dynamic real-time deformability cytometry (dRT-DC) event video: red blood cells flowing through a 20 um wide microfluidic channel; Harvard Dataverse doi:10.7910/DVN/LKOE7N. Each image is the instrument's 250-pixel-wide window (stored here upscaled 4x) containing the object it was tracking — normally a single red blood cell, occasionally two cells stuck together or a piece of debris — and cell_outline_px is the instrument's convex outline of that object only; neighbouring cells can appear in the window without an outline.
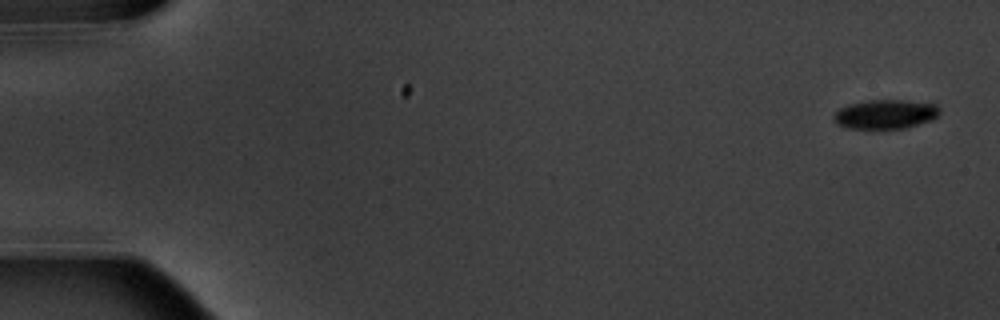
{"species": "common noctule bat (a hibernating species)", "species_latin": "Nyctalus noctula", "temperature_condition": "warm", "stored_images_in_passage": 10, "camera_frame_rate_fps": 3000, "um_per_image_px": 0.085, "animal": {"sex": "male", "body_mass_g": 20.1, "forearm_length_mm": 53.5}, "frame": {"image": 1, "passage_image": 1, "time_ms": 0.0, "image_size_px": [1000, 320], "cell_outline_px": [[940, 112], [932, 120], [904, 128], [848, 128], [836, 124], [832, 116], [840, 108], [848, 104], [868, 100], [900, 100], [936, 104], [940, 108]], "centroid_in_image_um": [75.24, 9.7], "position_along_channel_um": 9.8, "area_um2": 17.92}}
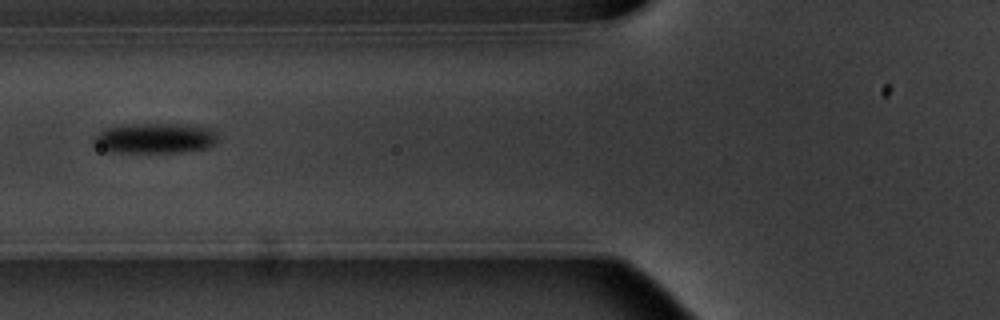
{"frame": {"image": 2, "passage_image": 6, "time_ms": 7.0, "image_size_px": [1000, 320], "cell_outline_px": [[216, 140], [208, 148], [184, 152], [112, 152], [92, 144], [92, 140], [104, 128], [128, 124], [188, 124], [208, 128], [216, 136]], "centroid_in_image_um": [13.14, 11.75], "position_along_channel_um": 112.7, "area_um2": 21.73}}
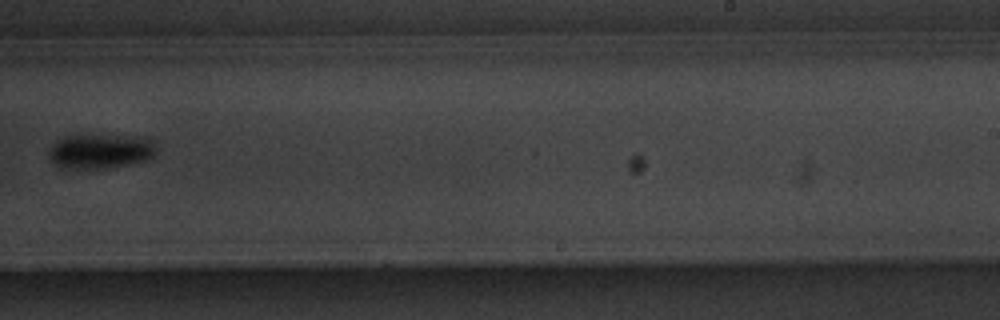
{"frame": {"image": 3, "passage_image": 10, "time_ms": 11.667, "image_size_px": [1000, 320], "cell_outline_px": [[156, 152], [148, 160], [108, 168], [60, 168], [48, 160], [48, 152], [52, 144], [56, 140], [64, 136], [76, 132], [92, 132], [144, 136], [152, 140], [156, 148]], "centroid_in_image_um": [8.49, 12.78], "position_along_channel_um": 280.5, "area_um2": 23.18}}